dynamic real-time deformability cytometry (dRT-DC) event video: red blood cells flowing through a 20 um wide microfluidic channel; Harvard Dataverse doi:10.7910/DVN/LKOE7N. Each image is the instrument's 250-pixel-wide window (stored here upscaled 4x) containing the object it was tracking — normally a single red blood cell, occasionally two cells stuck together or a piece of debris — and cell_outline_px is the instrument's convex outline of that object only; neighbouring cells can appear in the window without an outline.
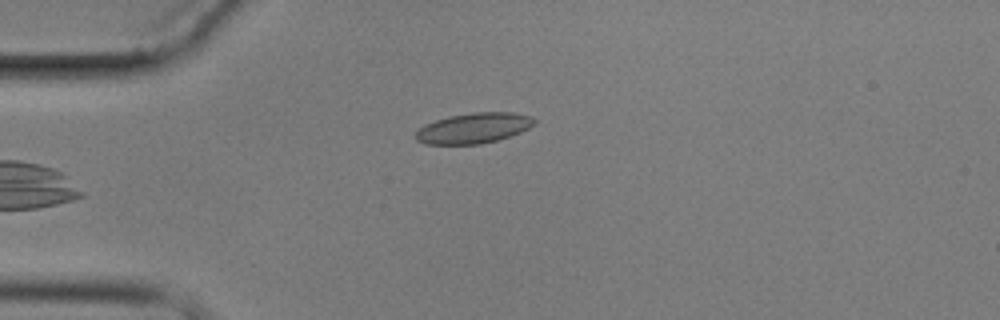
{"species": "common noctule bat (a hibernating species)", "species_latin": "Nyctalus noctula", "temperature_condition": "cold", "stored_images_in_passage": 6, "camera_frame_rate_fps": 3000, "um_per_image_px": 0.085, "animal": {"sex": "male", "body_mass_g": 17.9}, "frame": {"image": 1, "passage_image": 6, "time_ms": 5.667, "image_size_px": [1000, 320], "cell_outline_px": [[536, 124], [520, 132], [496, 140], [480, 144], [424, 144], [416, 140], [416, 132], [424, 124], [448, 116], [472, 112], [512, 112], [532, 116], [536, 120]], "centroid_in_image_um": [40.26, 10.88], "position_along_channel_um": 44.7, "area_um2": 21.04}}